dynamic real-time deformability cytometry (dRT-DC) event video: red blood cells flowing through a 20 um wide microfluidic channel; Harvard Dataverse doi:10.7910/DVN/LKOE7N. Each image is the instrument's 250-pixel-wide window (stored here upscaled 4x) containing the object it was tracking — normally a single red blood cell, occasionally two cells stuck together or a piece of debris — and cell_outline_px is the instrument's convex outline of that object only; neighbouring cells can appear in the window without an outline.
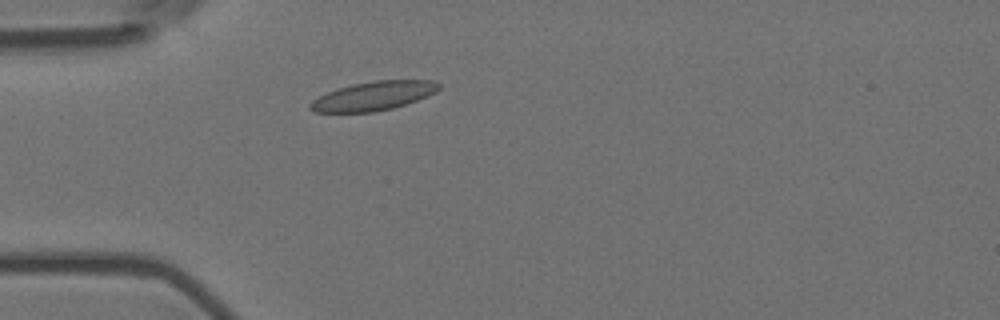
{"species": "Egyptian fruit bat (a non-hibernating species)", "species_latin": "Rousettus aegyptiacus", "temperature_condition": "room temperature", "stored_images_in_passage": 3, "camera_frame_rate_fps": 3000, "um_per_image_px": 0.085, "animal": {"sex": "female"}, "frame": {"image": 1, "passage_image": 3, "time_ms": 0.667, "image_size_px": [1000, 320], "cell_outline_px": [[440, 88], [436, 92], [428, 96], [392, 108], [372, 112], [312, 112], [308, 108], [308, 104], [312, 100], [328, 92], [352, 84], [372, 80], [432, 80], [440, 84]], "centroid_in_image_um": [31.73, 8.15], "position_along_channel_um": 53.3, "area_um2": 21.62}}